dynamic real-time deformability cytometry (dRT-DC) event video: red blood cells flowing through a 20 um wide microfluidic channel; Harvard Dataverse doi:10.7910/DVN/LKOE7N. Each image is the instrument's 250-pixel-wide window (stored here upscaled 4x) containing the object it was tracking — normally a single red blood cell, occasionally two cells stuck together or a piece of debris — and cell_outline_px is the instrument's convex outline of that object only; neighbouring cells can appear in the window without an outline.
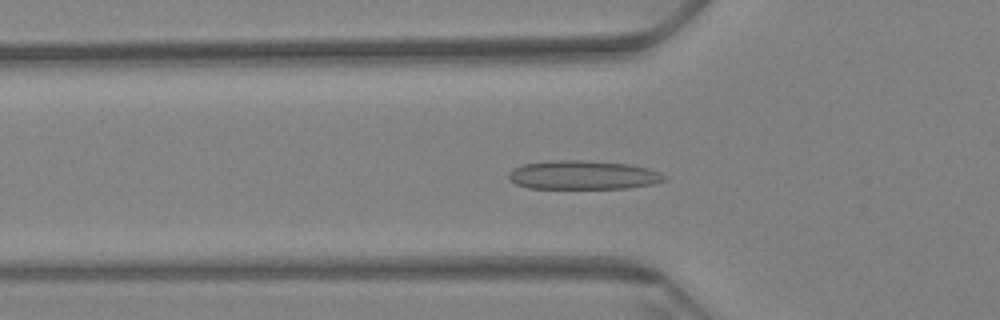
{"species": "Egyptian fruit bat (a non-hibernating species)", "species_latin": "Rousettus aegyptiacus", "temperature_condition": "warm", "stored_images_in_passage": 62, "camera_frame_rate_fps": 3000, "um_per_image_px": 0.085, "animal": {"sex": "female"}, "frame": {"image": 1, "passage_image": 20, "time_ms": 6.333, "image_size_px": [1000, 320], "cell_outline_px": [[668, 180], [652, 184], [628, 188], [528, 188], [516, 184], [508, 176], [508, 172], [512, 168], [524, 164], [552, 160], [580, 160], [628, 164], [648, 168], [660, 172], [668, 176]], "centroid_in_image_um": [49.59, 14.88], "position_along_channel_um": 76.2, "area_um2": 26.24}}
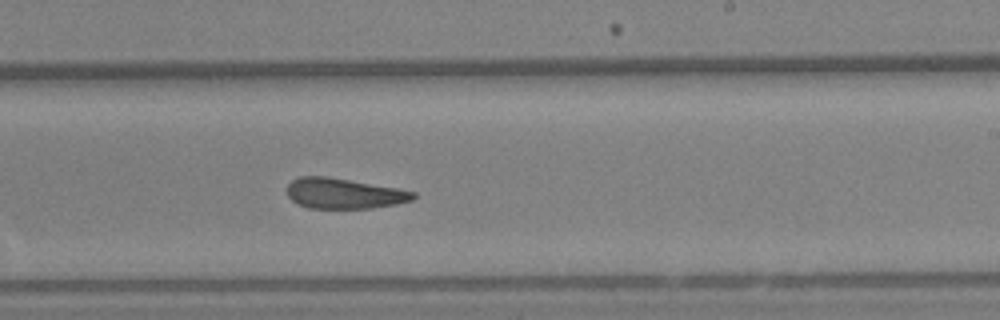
{"frame": {"image": 2, "passage_image": 37, "time_ms": 12.0, "image_size_px": [1000, 320], "cell_outline_px": [[416, 196], [412, 200], [396, 204], [372, 208], [308, 208], [292, 200], [288, 196], [288, 184], [292, 180], [300, 176], [328, 176], [396, 188], [416, 192]], "centroid_in_image_um": [29.23, 16.44], "position_along_channel_um": 259.8, "area_um2": 22.25}}
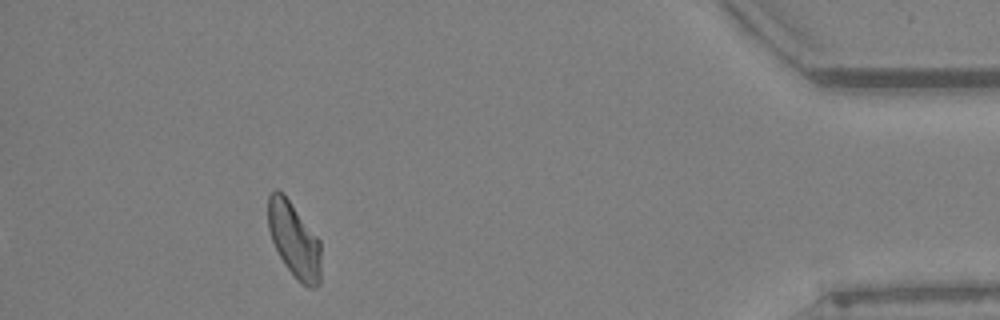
{"frame": {"image": 3, "passage_image": 56, "time_ms": 18.333, "image_size_px": [1000, 320], "cell_outline_px": [[320, 284], [316, 288], [308, 288], [284, 264], [272, 240], [268, 228], [268, 196], [276, 188], [288, 200], [320, 240]], "centroid_in_image_um": [25.01, 20.41], "position_along_channel_um": 410.2, "area_um2": 22.6}, "authors_computed_cell_mechanics": {"area_um2": 23.7269, "velocity_mm_per_s": 3.2434, "shape_relaxation_time_tau1_ms": 9.1354, "shape_relaxation_time_tau2_ms": 4.0835, "deformation_change_tau1": 0.1928, "deformation_change_tau2": 0.0979}}